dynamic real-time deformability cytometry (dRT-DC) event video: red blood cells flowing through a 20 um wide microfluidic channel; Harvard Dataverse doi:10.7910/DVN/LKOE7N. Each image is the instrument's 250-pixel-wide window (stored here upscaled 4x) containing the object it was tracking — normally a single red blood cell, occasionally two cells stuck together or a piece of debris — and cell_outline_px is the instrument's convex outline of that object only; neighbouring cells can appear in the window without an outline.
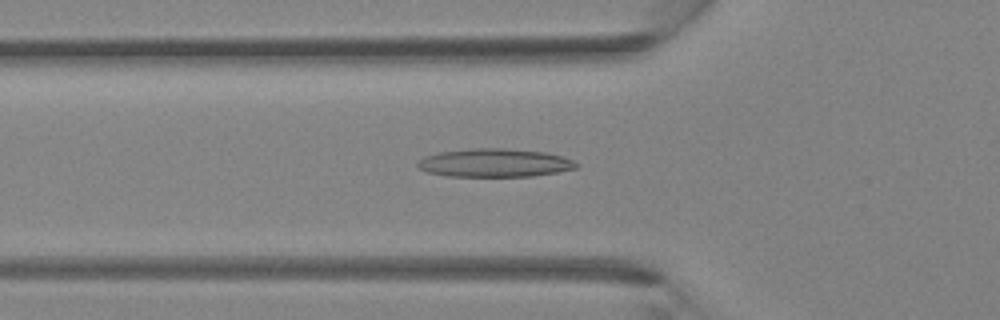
{"species": "Egyptian fruit bat (a non-hibernating species)", "species_latin": "Rousettus aegyptiacus", "temperature_condition": "room temperature", "stored_images_in_passage": 40, "camera_frame_rate_fps": 3000, "um_per_image_px": 0.085, "animal": {"sex": "female"}, "frame": {"image": 1, "passage_image": 14, "time_ms": 4.333, "image_size_px": [1000, 320], "cell_outline_px": [[580, 164], [576, 168], [556, 172], [532, 176], [448, 176], [428, 172], [420, 168], [416, 164], [424, 156], [440, 152], [472, 148], [504, 148], [548, 152], [564, 156]], "centroid_in_image_um": [42.08, 13.83], "position_along_channel_um": 83.7, "area_um2": 26.18}}
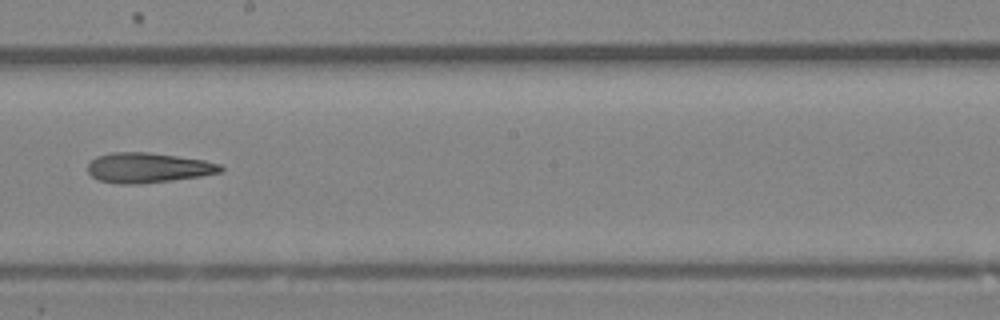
{"frame": {"image": 2, "passage_image": 23, "time_ms": 7.333, "image_size_px": [1000, 320], "cell_outline_px": [[224, 172], [200, 176], [172, 180], [136, 184], [120, 184], [100, 180], [92, 176], [88, 172], [88, 164], [96, 156], [112, 152], [148, 152], [204, 160], [220, 164], [224, 168]], "centroid_in_image_um": [12.59, 14.25], "position_along_channel_um": 235.6, "area_um2": 23.18}}
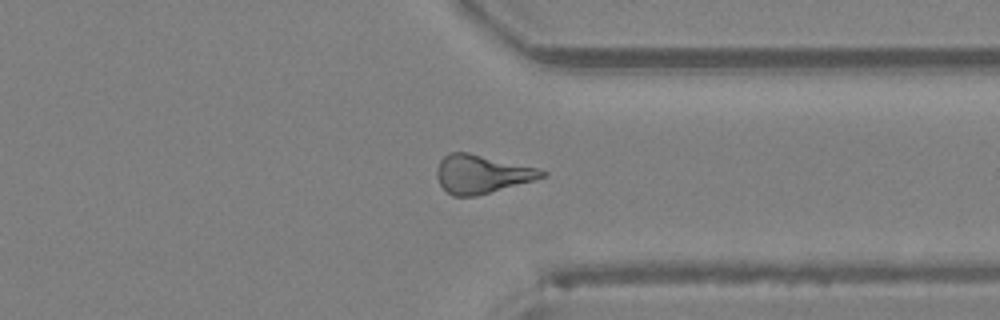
{"frame": {"image": 3, "passage_image": 31, "time_ms": 10.0, "image_size_px": [1000, 320], "cell_outline_px": [[548, 176], [476, 196], [452, 196], [440, 184], [436, 176], [436, 172], [440, 160], [448, 152], [468, 152], [536, 168], [548, 172]], "centroid_in_image_um": [40.92, 14.79], "position_along_channel_um": 370.5, "area_um2": 23.29}}